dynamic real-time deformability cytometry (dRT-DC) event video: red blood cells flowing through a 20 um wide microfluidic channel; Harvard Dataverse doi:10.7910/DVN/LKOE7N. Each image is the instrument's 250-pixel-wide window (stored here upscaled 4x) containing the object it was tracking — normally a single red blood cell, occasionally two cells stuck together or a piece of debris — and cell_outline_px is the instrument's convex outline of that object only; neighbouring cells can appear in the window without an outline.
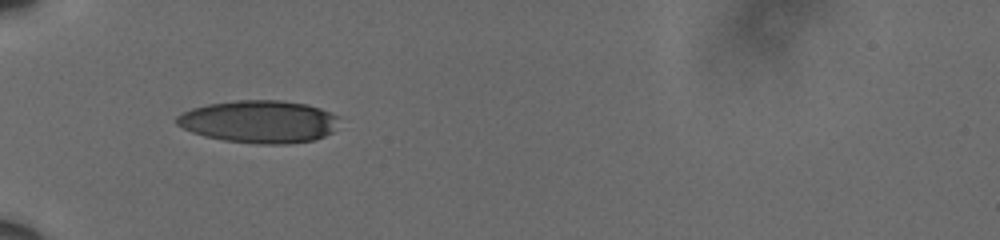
{"species": "human", "species_latin": "Homo sapiens", "temperature_condition": "cold", "stored_images_in_passage": 5, "camera_frame_rate_fps": 3000, "um_per_image_px": 0.085, "donor": {"sex": "male"}, "frame": {"image": 1, "passage_image": 1, "time_ms": 0.0, "image_size_px": [1000, 240], "cell_outline_px": [[340, 116], [332, 132], [324, 136], [312, 140], [288, 144], [260, 144], [224, 140], [204, 136], [192, 132], [176, 124], [176, 116], [192, 108], [208, 104], [236, 100], [280, 100], [304, 104], [320, 108]], "centroid_in_image_um": [22.03, 10.34], "position_along_channel_um": 63.0, "area_um2": 40.17}}
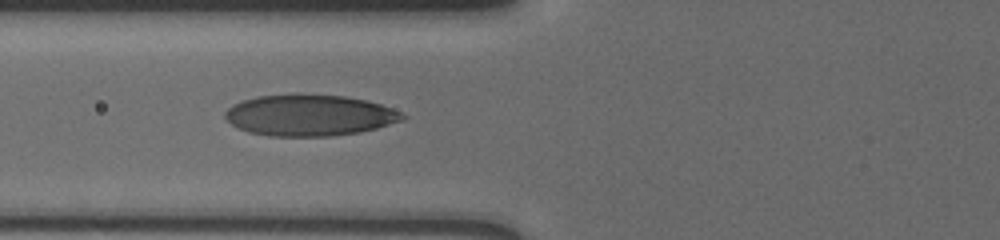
{"frame": {"image": 2, "passage_image": 4, "time_ms": 1.0, "image_size_px": [1000, 240], "cell_outline_px": [[408, 116], [404, 120], [376, 128], [360, 132], [332, 136], [268, 136], [248, 132], [232, 124], [224, 116], [224, 112], [232, 104], [256, 96], [292, 92], [300, 92], [344, 96], [364, 100], [380, 104], [392, 108]], "centroid_in_image_um": [26.29, 9.77], "position_along_channel_um": 99.5, "area_um2": 43.29}}